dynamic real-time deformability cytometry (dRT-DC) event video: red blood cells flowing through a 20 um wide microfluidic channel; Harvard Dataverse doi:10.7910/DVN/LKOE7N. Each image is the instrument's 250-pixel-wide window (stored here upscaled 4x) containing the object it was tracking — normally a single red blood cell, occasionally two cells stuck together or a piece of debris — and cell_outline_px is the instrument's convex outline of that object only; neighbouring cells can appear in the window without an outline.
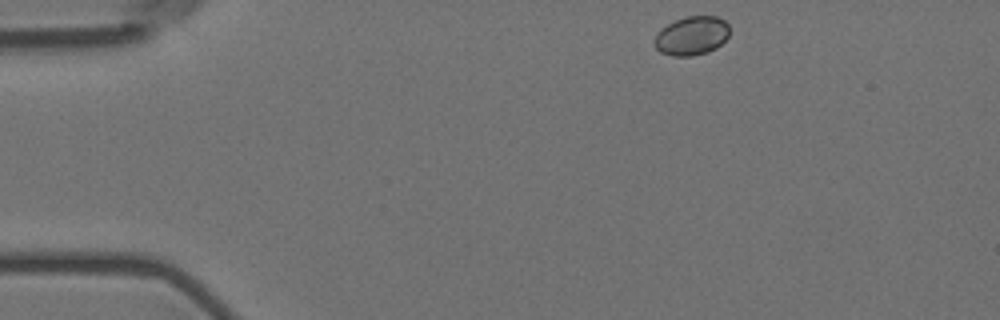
{"species": "Egyptian fruit bat (a non-hibernating species)", "species_latin": "Rousettus aegyptiacus", "temperature_condition": "room temperature", "stored_images_in_passage": 50, "camera_frame_rate_fps": 3000, "um_per_image_px": 0.085, "animal": {"sex": "female"}, "frame": {"image": 1, "passage_image": 1, "time_ms": 0.0, "image_size_px": [1000, 320], "cell_outline_px": [[728, 36], [716, 48], [708, 52], [692, 56], [672, 56], [660, 52], [652, 44], [652, 40], [660, 28], [676, 20], [688, 16], [716, 16], [724, 20], [728, 24]], "centroid_in_image_um": [58.75, 3.05], "position_along_channel_um": 26.3, "area_um2": 17.11}}
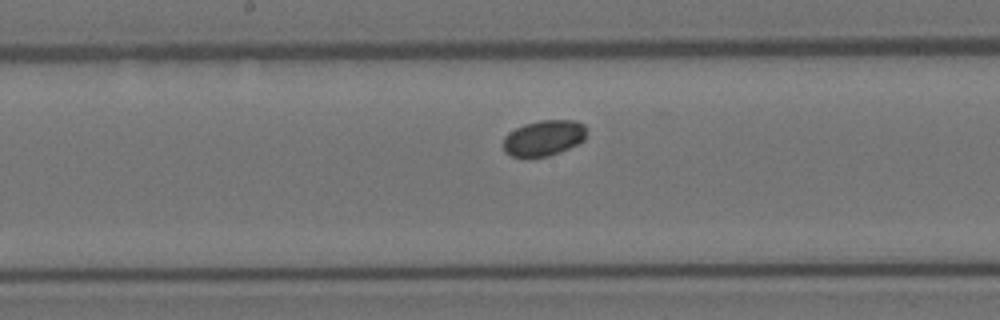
{"frame": {"image": 2, "passage_image": 22, "time_ms": 7.0, "image_size_px": [1000, 320], "cell_outline_px": [[588, 128], [584, 140], [568, 148], [548, 156], [512, 156], [504, 152], [504, 136], [508, 132], [524, 124], [540, 120], [576, 120], [584, 124]], "centroid_in_image_um": [46.24, 11.7], "position_along_channel_um": 202.0, "area_um2": 17.28}}
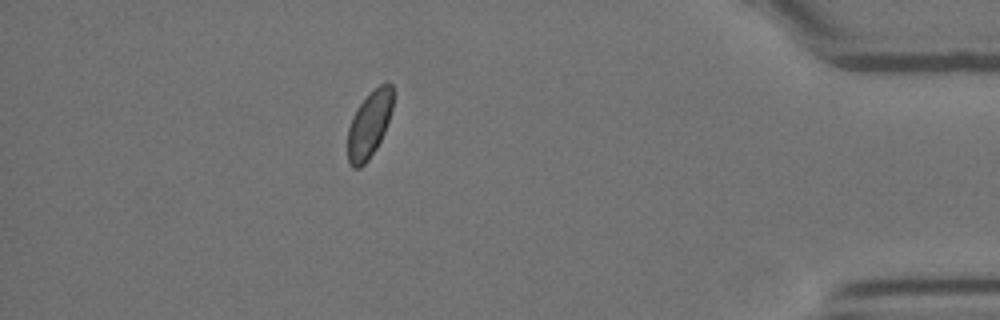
{"frame": {"image": 3, "passage_image": 43, "time_ms": 14.0, "image_size_px": [1000, 320], "cell_outline_px": [[392, 108], [384, 132], [376, 148], [368, 160], [360, 168], [352, 168], [348, 164], [348, 128], [352, 116], [356, 108], [380, 84], [392, 84]], "centroid_in_image_um": [31.35, 10.64], "position_along_channel_um": 403.8, "area_um2": 17.22}}